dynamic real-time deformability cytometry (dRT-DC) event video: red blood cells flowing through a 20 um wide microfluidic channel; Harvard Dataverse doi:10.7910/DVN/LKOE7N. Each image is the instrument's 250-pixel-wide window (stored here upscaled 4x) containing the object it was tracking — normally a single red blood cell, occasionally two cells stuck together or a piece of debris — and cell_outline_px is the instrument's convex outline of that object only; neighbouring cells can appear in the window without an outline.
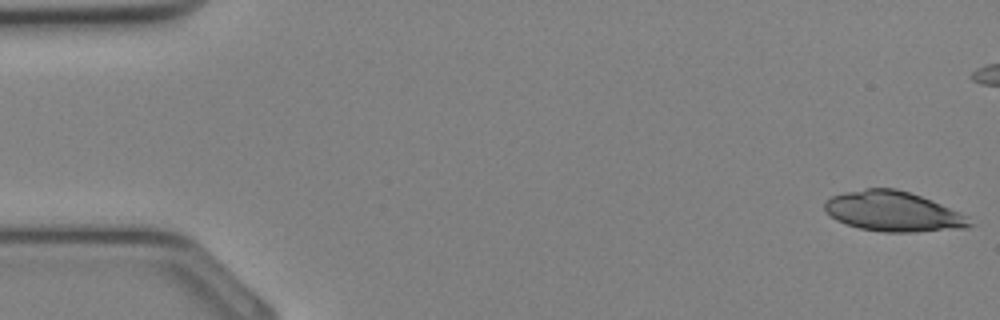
{"species": "Egyptian fruit bat (a non-hibernating species)", "species_latin": "Rousettus aegyptiacus", "temperature_condition": "cold", "stored_images_in_passage": 25, "camera_frame_rate_fps": 3000, "um_per_image_px": 0.085, "animal": {"sex": "female"}, "frame": {"image": 1, "passage_image": 1, "time_ms": 0.0, "image_size_px": [1000, 320], "cell_outline_px": [[972, 224], [968, 228], [916, 232], [884, 232], [860, 228], [836, 220], [824, 208], [824, 200], [832, 196], [848, 192], [868, 188], [896, 188], [932, 200], [960, 212], [968, 216]], "centroid_in_image_um": [75.95, 17.98], "position_along_channel_um": 9.0, "area_um2": 33.64}}
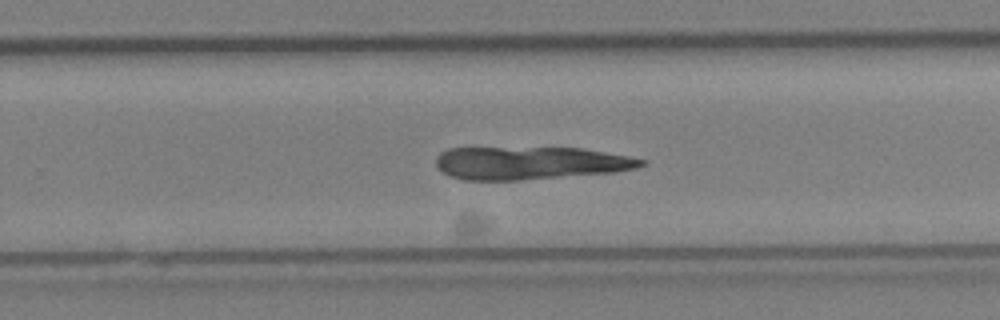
{"frame": {"image": 2, "passage_image": 22, "time_ms": 7.0, "image_size_px": [1000, 320], "cell_outline_px": [[644, 164], [636, 168], [612, 172], [516, 180], [464, 180], [448, 176], [436, 164], [436, 156], [440, 152], [448, 148], [580, 148], [604, 152], [644, 160]], "centroid_in_image_um": [44.97, 13.85], "position_along_channel_um": 284.8, "area_um2": 38.73}}